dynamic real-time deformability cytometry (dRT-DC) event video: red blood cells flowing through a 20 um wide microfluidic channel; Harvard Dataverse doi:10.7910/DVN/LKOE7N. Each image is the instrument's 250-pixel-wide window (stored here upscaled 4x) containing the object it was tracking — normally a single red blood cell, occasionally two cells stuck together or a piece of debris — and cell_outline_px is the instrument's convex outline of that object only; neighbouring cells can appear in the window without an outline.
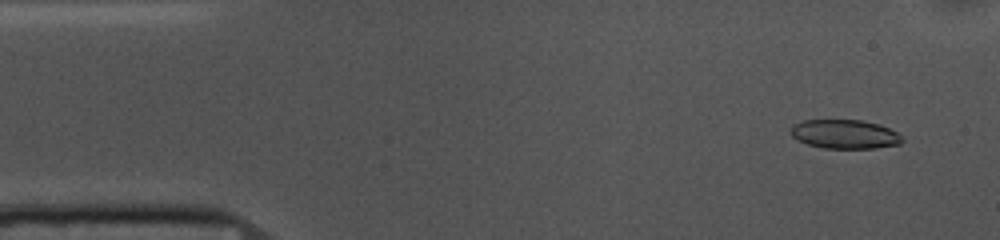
{"species": "common noctule bat (a hibernating species)", "species_latin": "Nyctalus noctula", "temperature_condition": "cold", "stored_images_in_passage": 53, "camera_frame_rate_fps": 3000, "um_per_image_px": 0.085, "animal": {"sex": "female", "body_mass_g": 10.0, "forearm_length_mm": 53.1}, "frame": {"image": 1, "passage_image": 4, "time_ms": 1.0, "image_size_px": [1000, 240], "cell_outline_px": [[904, 140], [900, 144], [876, 148], [824, 148], [808, 144], [792, 136], [792, 124], [804, 120], [864, 120], [880, 124], [896, 132]], "centroid_in_image_um": [71.83, 11.4], "position_along_channel_um": 13.2, "area_um2": 18.73}}
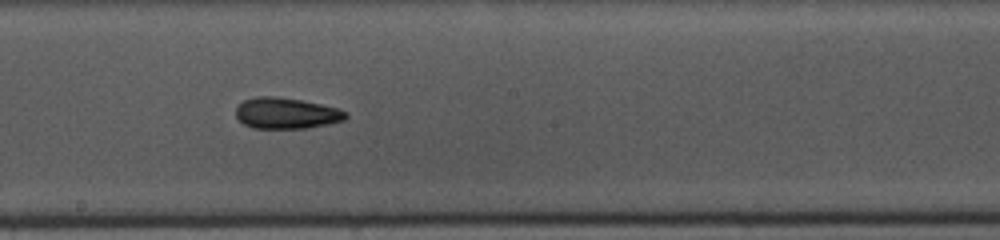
{"frame": {"image": 2, "passage_image": 28, "time_ms": 9.0, "image_size_px": [1000, 240], "cell_outline_px": [[348, 116], [344, 120], [328, 124], [308, 128], [252, 128], [244, 124], [236, 116], [236, 108], [244, 100], [256, 96], [276, 96], [300, 100], [340, 108], [348, 112]], "centroid_in_image_um": [24.36, 9.62], "position_along_channel_um": 223.8, "area_um2": 19.94}}
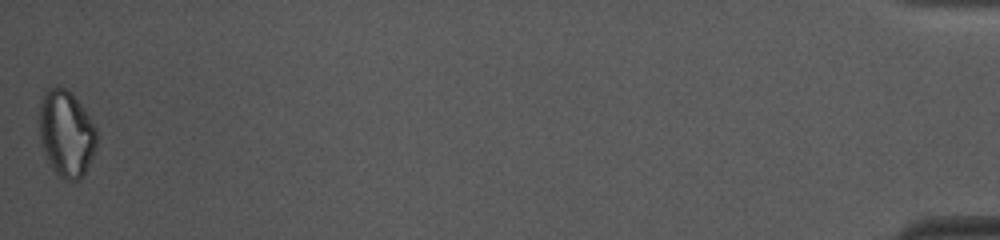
{"frame": {"image": 3, "passage_image": 53, "time_ms": 17.333, "image_size_px": [1000, 240], "cell_outline_px": [[96, 144], [92, 156], [84, 176], [80, 180], [72, 184], [64, 180], [52, 168], [40, 144], [40, 100], [44, 92], [48, 88], [56, 84], [68, 88], [72, 92], [96, 128]], "centroid_in_image_um": [5.62, 11.35], "position_along_channel_um": 429.6, "area_um2": 29.25}, "authors_computed_cell_mechanics": {"area_um2": 19.941, "velocity_mm_per_s": 3.7092, "shape_relaxation_time_tau1_ms": 4.4985, "shape_relaxation_time_tau2_ms": 2.9391, "deformation_change_tau1": 0.1205, "deformation_change_tau2": 0.0941}}